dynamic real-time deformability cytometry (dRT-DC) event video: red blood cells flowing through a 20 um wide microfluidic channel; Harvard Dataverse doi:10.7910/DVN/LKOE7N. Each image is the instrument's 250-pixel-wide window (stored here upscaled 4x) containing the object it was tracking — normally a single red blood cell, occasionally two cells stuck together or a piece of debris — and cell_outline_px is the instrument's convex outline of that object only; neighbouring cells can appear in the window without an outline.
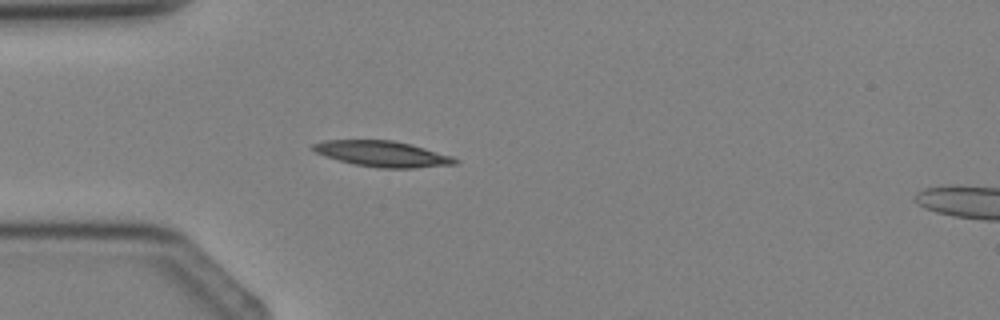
{"species": "Egyptian fruit bat (a non-hibernating species)", "species_latin": "Rousettus aegyptiacus", "temperature_condition": "cold", "stored_images_in_passage": 3, "camera_frame_rate_fps": 3000, "um_per_image_px": 0.085, "animal": {"sex": "female"}, "frame": {"image": 1, "passage_image": 2, "time_ms": 1.333, "image_size_px": [1000, 320], "cell_outline_px": [[460, 160], [456, 164], [416, 168], [380, 168], [352, 164], [324, 156], [316, 152], [312, 148], [312, 144], [324, 140], [392, 140], [412, 144], [452, 156]], "centroid_in_image_um": [32.52, 13.08], "position_along_channel_um": 52.5, "area_um2": 21.44}}